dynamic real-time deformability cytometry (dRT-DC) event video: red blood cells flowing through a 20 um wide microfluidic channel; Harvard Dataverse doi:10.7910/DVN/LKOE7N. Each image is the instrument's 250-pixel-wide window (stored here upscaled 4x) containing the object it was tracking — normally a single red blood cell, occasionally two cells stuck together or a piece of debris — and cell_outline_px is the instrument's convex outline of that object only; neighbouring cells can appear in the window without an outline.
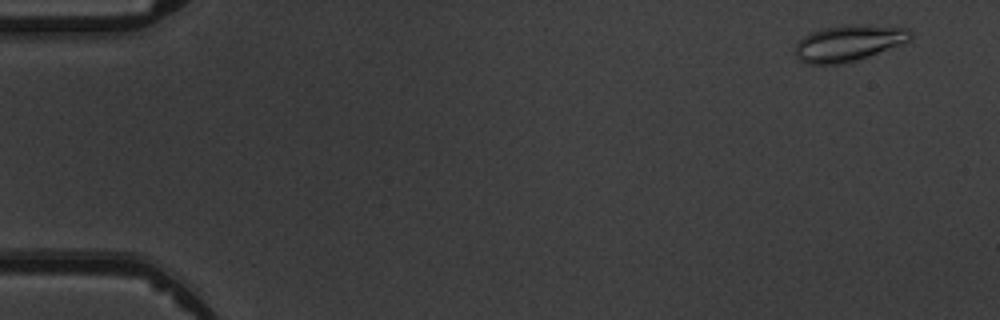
{"species": "common noctule bat (a hibernating species)", "species_latin": "Nyctalus noctula", "temperature_condition": "warm", "stored_images_in_passage": 5, "camera_frame_rate_fps": 3000, "um_per_image_px": 0.085, "animal": {"sex": "male", "body_mass_g": 19.5, "forearm_length_mm": 54.6}, "frame": {"image": 1, "passage_image": 1, "time_ms": 0.0, "image_size_px": [1000, 320], "cell_outline_px": [[912, 36], [908, 40], [900, 44], [868, 56], [856, 60], [840, 64], [804, 64], [792, 52], [796, 44], [804, 36], [812, 32], [824, 28], [840, 24], [860, 24], [908, 28], [912, 32]], "centroid_in_image_um": [72.08, 3.65], "position_along_channel_um": 12.9, "area_um2": 24.33}}